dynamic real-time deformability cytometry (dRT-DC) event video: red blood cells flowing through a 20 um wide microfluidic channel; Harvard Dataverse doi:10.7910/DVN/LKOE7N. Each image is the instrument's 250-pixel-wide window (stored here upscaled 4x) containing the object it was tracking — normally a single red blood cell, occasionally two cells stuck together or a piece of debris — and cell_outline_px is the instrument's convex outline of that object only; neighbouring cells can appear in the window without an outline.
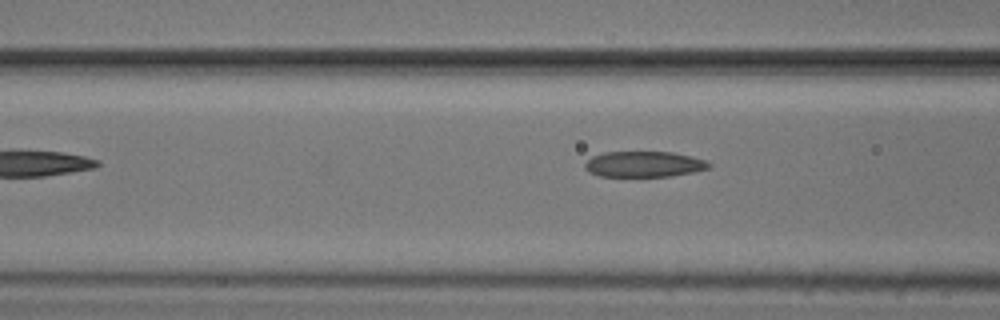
{"species": "common noctule bat (a hibernating species)", "species_latin": "Nyctalus noctula", "temperature_condition": "cold", "stored_images_in_passage": 5, "camera_frame_rate_fps": 3000, "um_per_image_px": 0.085, "animal": {"sex": "male", "body_mass_g": 20.5, "forearm_length_mm": 52.5}, "frame": {"image": 1, "passage_image": 5, "time_ms": 5.667, "image_size_px": [1000, 320], "cell_outline_px": [[712, 164], [708, 168], [692, 172], [672, 176], [600, 176], [588, 172], [584, 168], [584, 164], [592, 156], [604, 152], [672, 152], [692, 156], [708, 160]], "centroid_in_image_um": [54.75, 13.95], "position_along_channel_um": 111.9, "area_um2": 18.67}}